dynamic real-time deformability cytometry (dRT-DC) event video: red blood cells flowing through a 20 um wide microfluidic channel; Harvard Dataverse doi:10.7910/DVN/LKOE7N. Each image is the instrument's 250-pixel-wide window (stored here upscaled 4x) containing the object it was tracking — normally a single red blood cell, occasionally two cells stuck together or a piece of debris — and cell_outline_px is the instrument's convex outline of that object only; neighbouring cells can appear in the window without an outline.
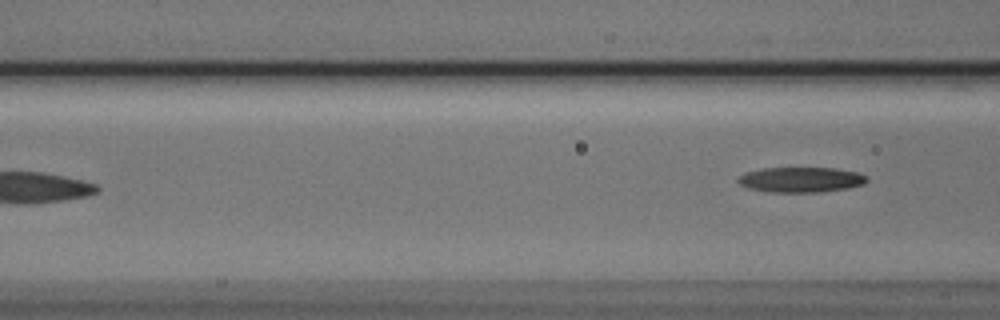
{"species": "Egyptian fruit bat (a non-hibernating species)", "species_latin": "Rousettus aegyptiacus", "temperature_condition": "cold", "stored_images_in_passage": 6, "camera_frame_rate_fps": 3000, "um_per_image_px": 0.085, "animal": {"sex": "male"}, "frame": {"image": 1, "passage_image": 6, "time_ms": 1.667, "image_size_px": [1000, 320], "cell_outline_px": [[868, 180], [864, 184], [848, 188], [820, 192], [768, 192], [748, 188], [740, 184], [736, 180], [740, 176], [748, 172], [764, 168], [836, 168], [856, 172], [868, 176]], "centroid_in_image_um": [68.11, 15.28], "position_along_channel_um": 98.5, "area_um2": 18.9}}